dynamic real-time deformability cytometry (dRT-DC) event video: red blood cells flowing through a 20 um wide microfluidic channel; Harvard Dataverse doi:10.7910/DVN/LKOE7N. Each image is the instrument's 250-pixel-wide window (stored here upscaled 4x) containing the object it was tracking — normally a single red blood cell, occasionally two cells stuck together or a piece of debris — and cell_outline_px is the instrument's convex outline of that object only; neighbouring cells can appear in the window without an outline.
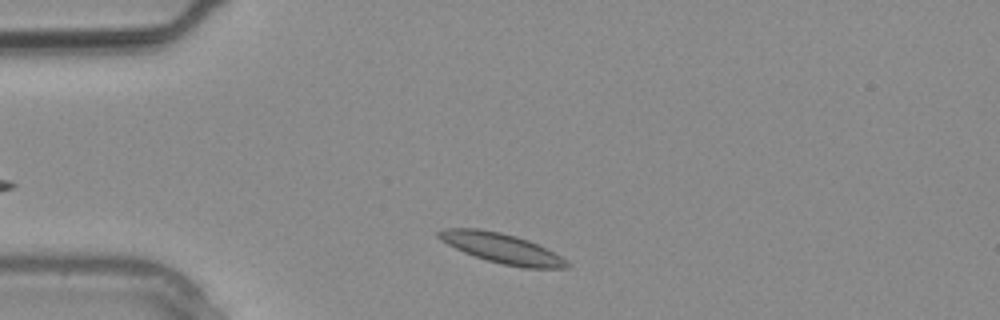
{"species": "common noctule bat (a hibernating species)", "species_latin": "Nyctalus noctula", "temperature_condition": "warm", "stored_images_in_passage": 2, "camera_frame_rate_fps": 3000, "um_per_image_px": 0.085, "animal": {"sex": "male", "body_mass_g": 20.4}, "frame": {"image": 1, "passage_image": 2, "time_ms": 0.333, "image_size_px": [1000, 320], "cell_outline_px": [[572, 268], [524, 268], [504, 264], [488, 260], [464, 252], [440, 240], [436, 236], [436, 232], [444, 228], [476, 228], [500, 232], [516, 236], [528, 240], [560, 256], [572, 264]], "centroid_in_image_um": [42.65, 21.1], "position_along_channel_um": 42.4, "area_um2": 22.14}}